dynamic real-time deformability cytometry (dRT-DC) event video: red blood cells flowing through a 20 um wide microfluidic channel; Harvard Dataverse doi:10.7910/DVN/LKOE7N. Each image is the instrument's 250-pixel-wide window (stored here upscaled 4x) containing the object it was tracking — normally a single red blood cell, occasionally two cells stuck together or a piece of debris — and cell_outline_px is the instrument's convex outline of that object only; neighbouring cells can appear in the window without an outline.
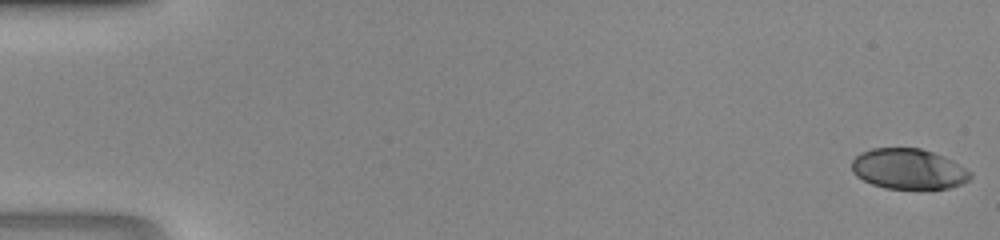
{"species": "human", "species_latin": "Homo sapiens", "temperature_condition": "room temperature", "stored_images_in_passage": 46, "camera_frame_rate_fps": 3000, "um_per_image_px": 0.085, "donor": {"sex": "male"}, "frame": {"image": 1, "passage_image": 1, "time_ms": 0.0, "image_size_px": [1000, 240], "cell_outline_px": [[972, 176], [968, 180], [960, 184], [948, 188], [884, 188], [872, 184], [856, 176], [852, 172], [852, 160], [860, 152], [872, 148], [920, 148], [944, 156], [952, 160], [972, 172]], "centroid_in_image_um": [77.2, 14.35], "position_along_channel_um": 7.8, "area_um2": 27.86}}
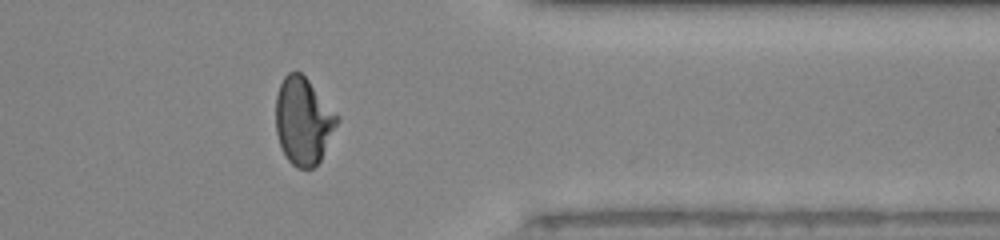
{"frame": {"image": 2, "passage_image": 38, "time_ms": 12.333, "image_size_px": [1000, 240], "cell_outline_px": [[340, 120], [320, 160], [312, 168], [296, 168], [288, 160], [280, 144], [276, 132], [276, 96], [280, 84], [284, 76], [288, 72], [300, 72], [308, 80], [340, 116]], "centroid_in_image_um": [25.79, 10.28], "position_along_channel_um": 385.6, "area_um2": 31.04}}
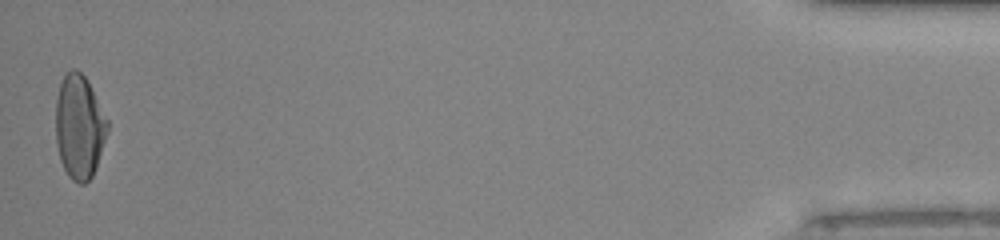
{"frame": {"image": 3, "passage_image": 46, "time_ms": 15.0, "image_size_px": [1000, 240], "cell_outline_px": [[108, 128], [92, 176], [84, 184], [80, 184], [72, 180], [68, 176], [60, 160], [56, 144], [56, 100], [60, 84], [64, 72], [72, 68], [76, 68], [88, 80], [108, 120]], "centroid_in_image_um": [6.72, 10.73], "position_along_channel_um": 428.5, "area_um2": 31.27}}